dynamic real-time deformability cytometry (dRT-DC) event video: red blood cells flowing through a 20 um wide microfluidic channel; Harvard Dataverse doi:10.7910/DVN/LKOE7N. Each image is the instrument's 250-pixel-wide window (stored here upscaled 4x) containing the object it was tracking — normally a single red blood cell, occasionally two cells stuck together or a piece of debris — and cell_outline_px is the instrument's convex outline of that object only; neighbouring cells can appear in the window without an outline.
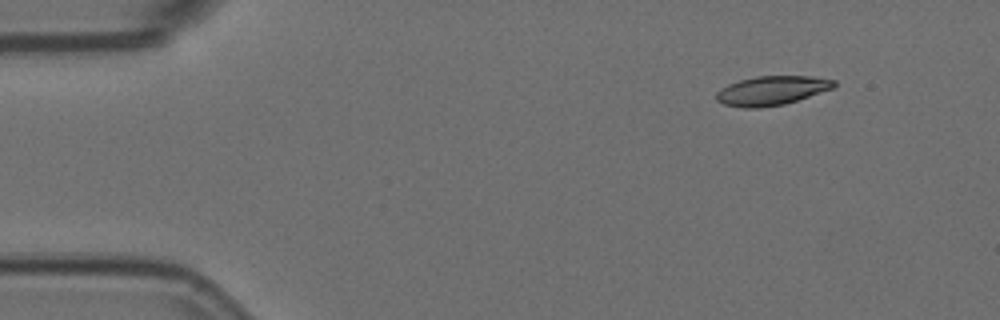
{"species": "Egyptian fruit bat (a non-hibernating species)", "species_latin": "Rousettus aegyptiacus", "temperature_condition": "room temperature", "stored_images_in_passage": 9, "camera_frame_rate_fps": 3000, "um_per_image_px": 0.085, "animal": {"sex": "female"}, "frame": {"image": 1, "passage_image": 1, "time_ms": 0.0, "image_size_px": [1000, 320], "cell_outline_px": [[836, 84], [832, 88], [784, 104], [760, 108], [744, 108], [724, 104], [716, 100], [716, 92], [720, 88], [728, 84], [740, 80], [756, 76], [812, 76], [836, 80]], "centroid_in_image_um": [65.56, 7.69], "position_along_channel_um": 19.4, "area_um2": 19.88}}
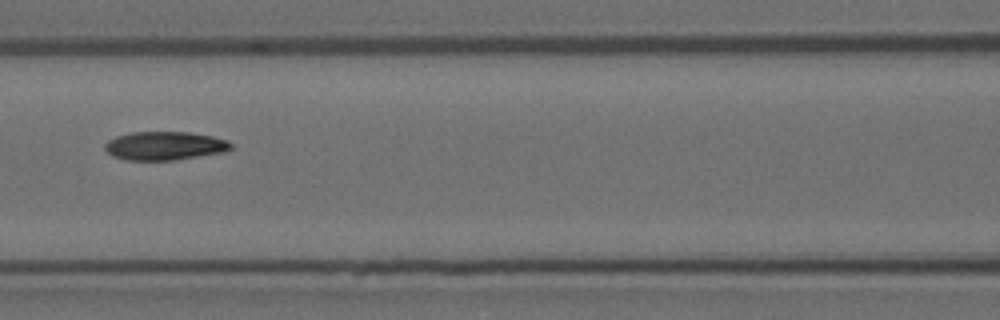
{"frame": {"image": 2, "passage_image": 6, "time_ms": 1.667, "image_size_px": [1000, 320], "cell_outline_px": [[232, 148], [224, 152], [176, 160], [124, 160], [112, 156], [104, 148], [104, 144], [108, 140], [116, 136], [132, 132], [188, 132], [212, 136], [228, 140], [232, 144]], "centroid_in_image_um": [13.99, 12.39], "position_along_channel_um": 152.6, "area_um2": 21.1}}
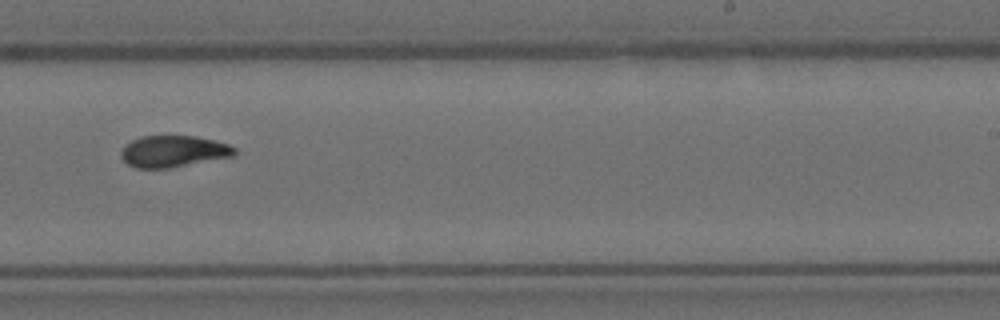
{"frame": {"image": 3, "passage_image": 9, "time_ms": 2.667, "image_size_px": [1000, 320], "cell_outline_px": [[236, 156], [168, 168], [136, 168], [128, 164], [120, 156], [120, 152], [132, 140], [140, 136], [196, 136], [228, 144], [236, 148]], "centroid_in_image_um": [14.76, 12.87], "position_along_channel_um": 274.2, "area_um2": 20.81}}